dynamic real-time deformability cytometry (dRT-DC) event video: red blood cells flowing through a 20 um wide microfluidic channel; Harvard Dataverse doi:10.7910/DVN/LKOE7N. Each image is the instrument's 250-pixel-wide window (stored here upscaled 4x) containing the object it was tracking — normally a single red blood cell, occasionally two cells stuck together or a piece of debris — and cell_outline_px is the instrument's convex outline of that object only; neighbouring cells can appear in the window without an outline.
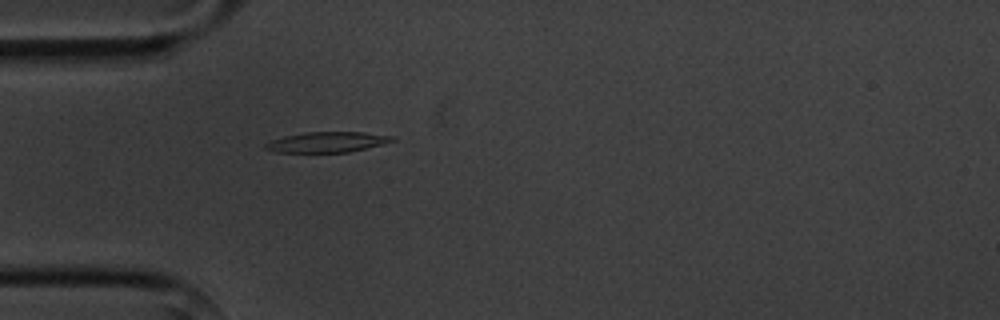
{"species": "common noctule bat (a hibernating species)", "species_latin": "Nyctalus noctula", "temperature_condition": "cold", "stored_images_in_passage": 3, "camera_frame_rate_fps": 3000, "um_per_image_px": 0.085, "animal": {"sex": "male", "body_mass_g": 20.1, "forearm_length_mm": 53.5}, "frame": {"image": 1, "passage_image": 3, "time_ms": 3.333, "image_size_px": [1000, 320], "cell_outline_px": [[396, 140], [348, 152], [276, 152], [264, 148], [264, 144], [272, 140], [284, 136], [304, 132], [364, 132], [396, 136]], "centroid_in_image_um": [27.8, 12.06], "position_along_channel_um": 57.2, "area_um2": 14.97}}